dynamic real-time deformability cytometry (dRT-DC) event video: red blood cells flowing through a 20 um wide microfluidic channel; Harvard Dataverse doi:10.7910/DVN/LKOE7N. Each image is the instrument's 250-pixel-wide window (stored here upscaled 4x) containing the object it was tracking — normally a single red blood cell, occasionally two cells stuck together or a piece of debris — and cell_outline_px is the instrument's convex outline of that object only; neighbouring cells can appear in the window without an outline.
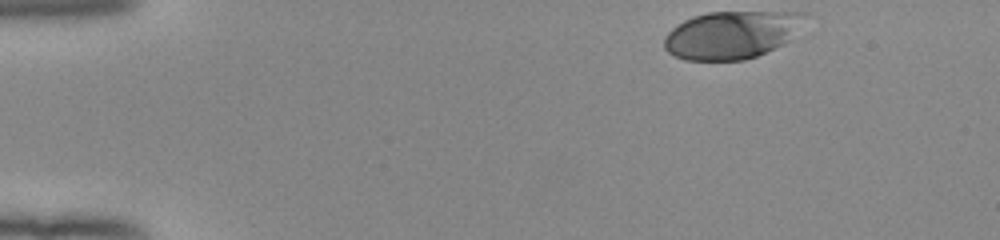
{"species": "human", "species_latin": "Homo sapiens", "temperature_condition": "room temperature", "stored_images_in_passage": 46, "camera_frame_rate_fps": 3000, "um_per_image_px": 0.085, "donor": {"sex": "female"}, "frame": {"image": 1, "passage_image": 1, "time_ms": 0.0, "image_size_px": [1000, 240], "cell_outline_px": [[812, 12], [780, 44], [756, 56], [744, 60], [684, 60], [668, 52], [664, 48], [664, 36], [672, 28], [684, 20], [692, 16], [708, 12]], "centroid_in_image_um": [62.1, 2.94], "position_along_channel_um": 22.9, "area_um2": 38.49}}
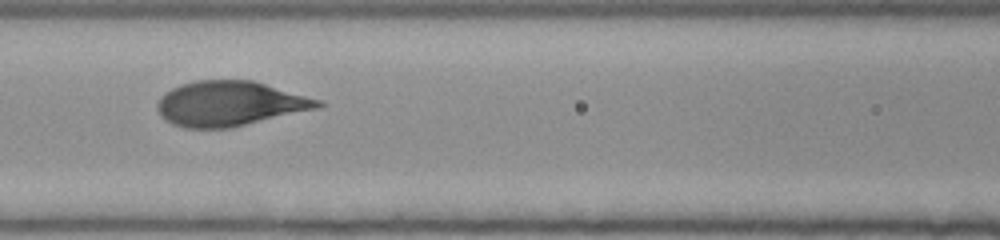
{"frame": {"image": 2, "passage_image": 18, "time_ms": 5.667, "image_size_px": [1000, 240], "cell_outline_px": [[324, 104], [320, 108], [232, 128], [184, 128], [172, 124], [164, 120], [160, 116], [156, 108], [156, 104], [160, 96], [172, 88], [180, 84], [196, 80], [252, 80], [320, 100]], "centroid_in_image_um": [19.49, 8.82], "position_along_channel_um": 147.1, "area_um2": 42.25}}
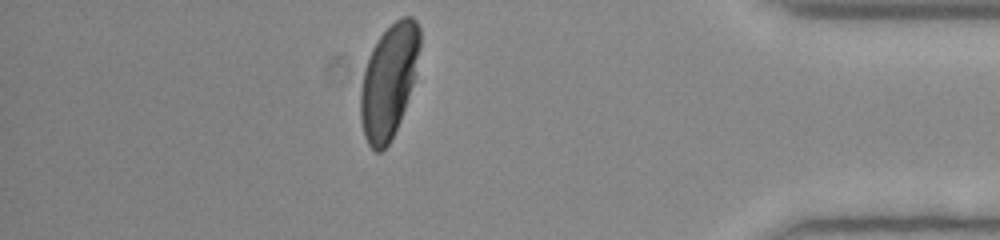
{"frame": {"image": 3, "passage_image": 40, "time_ms": 13.0, "image_size_px": [1000, 240], "cell_outline_px": [[420, 48], [412, 84], [400, 120], [388, 144], [380, 152], [376, 152], [368, 144], [364, 136], [360, 120], [360, 88], [364, 68], [368, 56], [372, 48], [380, 36], [400, 16], [412, 16], [416, 20], [420, 28]], "centroid_in_image_um": [33.03, 6.87], "position_along_channel_um": 402.2, "area_um2": 39.02}, "authors_computed_cell_mechanics": {"area_um2": 41.9917, "velocity_mm_per_s": 3.9426, "shape_relaxation_time_tau1_ms": 2.8739, "shape_relaxation_time_tau2_ms": null, "deformation_change_tau1": 0.1681, "deformation_change_tau2": null}}